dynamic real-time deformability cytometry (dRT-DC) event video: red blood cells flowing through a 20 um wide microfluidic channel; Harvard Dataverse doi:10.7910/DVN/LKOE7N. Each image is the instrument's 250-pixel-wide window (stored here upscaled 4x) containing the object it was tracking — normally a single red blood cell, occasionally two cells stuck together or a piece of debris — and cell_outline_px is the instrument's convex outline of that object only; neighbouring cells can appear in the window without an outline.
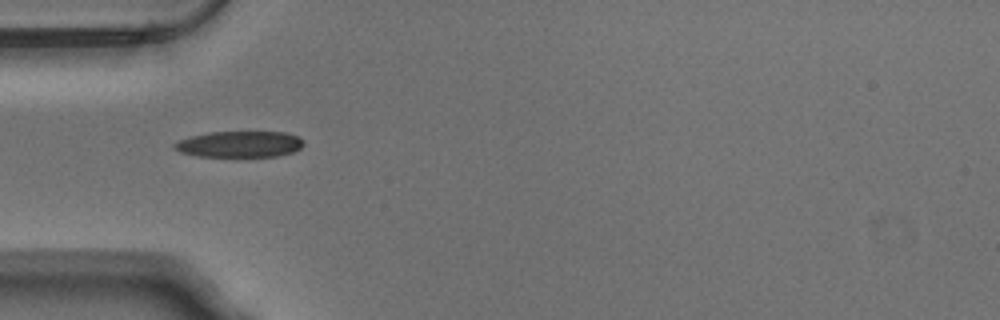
{"species": "Egyptian fruit bat (a non-hibernating species)", "species_latin": "Rousettus aegyptiacus", "temperature_condition": "warm", "stored_images_in_passage": 37, "camera_frame_rate_fps": 3000, "um_per_image_px": 0.085, "animal": {"sex": "male"}, "frame": {"image": 1, "passage_image": 1, "time_ms": 0.0, "image_size_px": [1000, 320], "cell_outline_px": [[304, 144], [300, 148], [292, 152], [276, 156], [200, 156], [180, 152], [172, 148], [172, 144], [180, 140], [192, 136], [208, 132], [284, 132], [296, 136], [304, 140]], "centroid_in_image_um": [20.35, 12.25], "position_along_channel_um": 64.6, "area_um2": 19.54}}
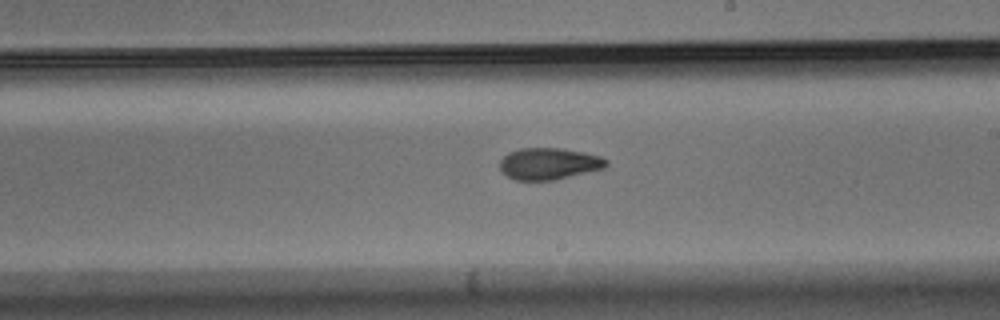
{"frame": {"image": 2, "passage_image": 15, "time_ms": 4.667, "image_size_px": [1000, 320], "cell_outline_px": [[608, 164], [604, 168], [556, 180], [516, 180], [508, 176], [500, 168], [500, 160], [508, 152], [520, 148], [564, 148], [584, 152], [600, 156], [608, 160]], "centroid_in_image_um": [46.68, 13.9], "position_along_channel_um": 242.3, "area_um2": 19.71}}
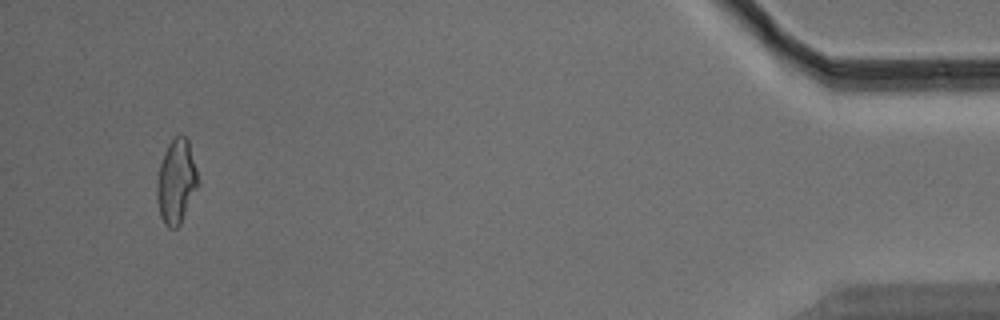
{"frame": {"image": 3, "passage_image": 35, "time_ms": 11.333, "image_size_px": [1000, 320], "cell_outline_px": [[200, 180], [180, 224], [176, 228], [168, 228], [164, 224], [160, 216], [156, 196], [156, 184], [160, 164], [164, 152], [168, 144], [180, 132], [188, 136]], "centroid_in_image_um": [14.99, 15.38], "position_along_channel_um": 420.2, "area_um2": 20.46}, "authors_computed_cell_mechanics": {"area_um2": 19.8832, "velocity_mm_per_s": 3.7971, "shape_relaxation_time_tau1_ms": 5.1249, "shape_relaxation_time_tau2_ms": 2.5699, "deformation_change_tau1": 0.1582, "deformation_change_tau2": 0.0818}}